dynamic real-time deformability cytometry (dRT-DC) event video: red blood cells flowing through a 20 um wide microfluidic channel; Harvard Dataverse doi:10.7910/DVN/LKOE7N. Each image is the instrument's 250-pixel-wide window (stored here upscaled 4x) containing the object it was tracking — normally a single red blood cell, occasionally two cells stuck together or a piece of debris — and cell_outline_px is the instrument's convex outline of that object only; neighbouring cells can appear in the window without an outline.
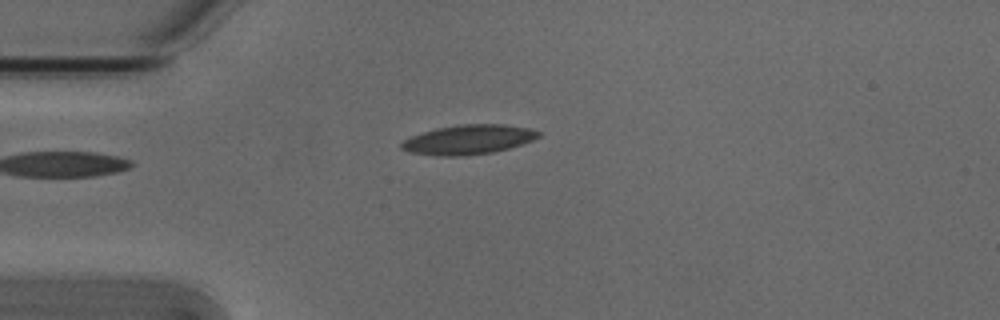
{"species": "Egyptian fruit bat (a non-hibernating species)", "species_latin": "Rousettus aegyptiacus", "temperature_condition": "cold", "stored_images_in_passage": 2, "camera_frame_rate_fps": 3000, "um_per_image_px": 0.085, "animal": {"sex": "male"}, "frame": {"image": 1, "passage_image": 1, "time_ms": 0.0, "image_size_px": [1000, 320], "cell_outline_px": [[540, 136], [532, 140], [508, 148], [492, 152], [460, 156], [436, 156], [408, 152], [400, 148], [400, 144], [404, 140], [412, 136], [436, 128], [464, 124], [504, 124], [528, 128], [540, 132]], "centroid_in_image_um": [39.78, 11.87], "position_along_channel_um": 45.2, "area_um2": 23.35}}
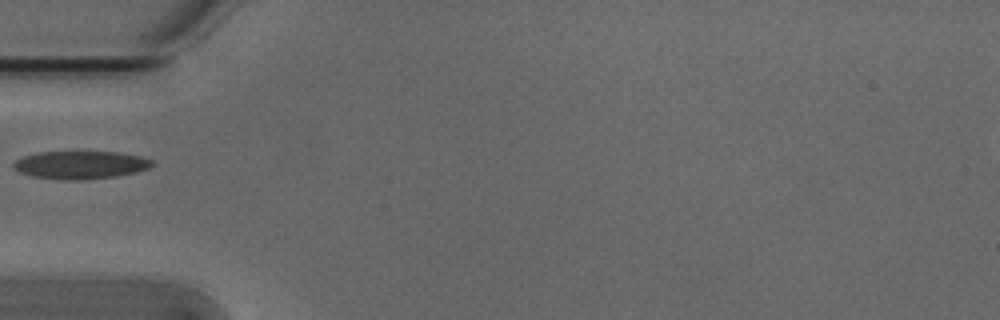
{"frame": {"image": 2, "passage_image": 2, "time_ms": 0.333, "image_size_px": [1000, 320], "cell_outline_px": [[156, 164], [148, 168], [136, 172], [116, 176], [80, 180], [64, 180], [32, 176], [20, 172], [12, 168], [12, 164], [16, 160], [24, 156], [36, 152], [120, 152], [140, 156], [152, 160]], "centroid_in_image_um": [6.84, 14.01], "position_along_channel_um": 78.2, "area_um2": 22.6}}